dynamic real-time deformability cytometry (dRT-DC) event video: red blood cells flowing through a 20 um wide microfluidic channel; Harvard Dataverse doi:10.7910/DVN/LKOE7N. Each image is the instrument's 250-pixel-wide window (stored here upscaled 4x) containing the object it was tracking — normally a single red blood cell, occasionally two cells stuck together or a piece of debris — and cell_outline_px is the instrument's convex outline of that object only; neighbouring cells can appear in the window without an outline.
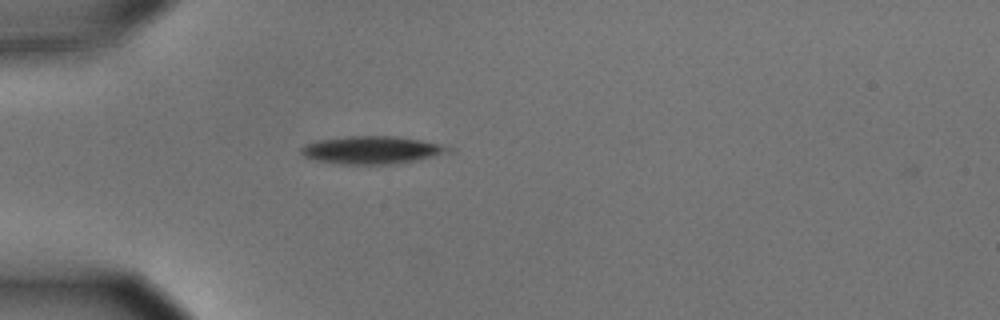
{"species": "common noctule bat (a hibernating species)", "species_latin": "Nyctalus noctula", "temperature_condition": "cold", "stored_images_in_passage": 2, "camera_frame_rate_fps": 3000, "um_per_image_px": 0.085, "animal": {"sex": "male", "body_mass_g": 15.6}, "frame": {"image": 1, "passage_image": 2, "time_ms": 0.333, "image_size_px": [1000, 320], "cell_outline_px": [[456, 152], [396, 164], [340, 164], [316, 160], [304, 156], [300, 152], [300, 148], [304, 144], [320, 140], [348, 136], [392, 136], [420, 140], [456, 148]], "centroid_in_image_um": [31.67, 12.76], "position_along_channel_um": 53.3, "area_um2": 23.93}}